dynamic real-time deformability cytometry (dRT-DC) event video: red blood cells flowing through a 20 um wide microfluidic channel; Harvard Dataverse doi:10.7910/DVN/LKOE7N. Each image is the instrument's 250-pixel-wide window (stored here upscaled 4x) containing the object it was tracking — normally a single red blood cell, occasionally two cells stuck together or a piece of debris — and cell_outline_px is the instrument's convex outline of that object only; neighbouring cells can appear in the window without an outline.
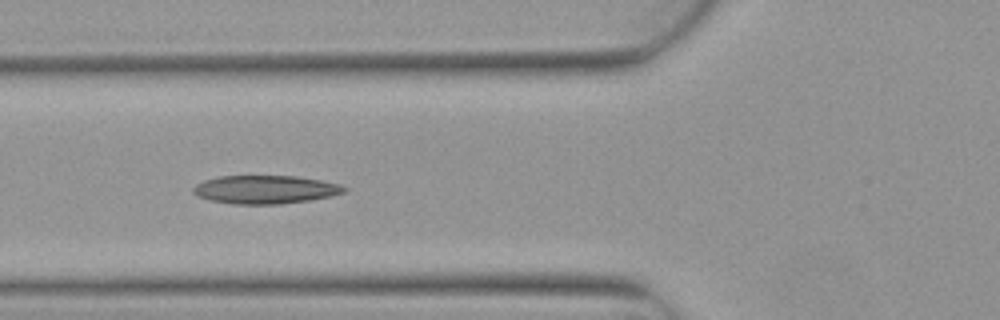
{"species": "Egyptian fruit bat (a non-hibernating species)", "species_latin": "Rousettus aegyptiacus", "temperature_condition": "warm", "stored_images_in_passage": 5, "camera_frame_rate_fps": 3000, "um_per_image_px": 0.085, "animal": {"sex": "female"}, "frame": {"image": 1, "passage_image": 3, "time_ms": 0.667, "image_size_px": [1000, 320], "cell_outline_px": [[348, 188], [344, 192], [328, 196], [308, 200], [280, 204], [232, 204], [212, 200], [196, 196], [192, 192], [192, 188], [196, 184], [204, 180], [220, 176], [296, 176], [320, 180], [340, 184]], "centroid_in_image_um": [22.51, 16.1], "position_along_channel_um": 103.3, "area_um2": 24.8}}
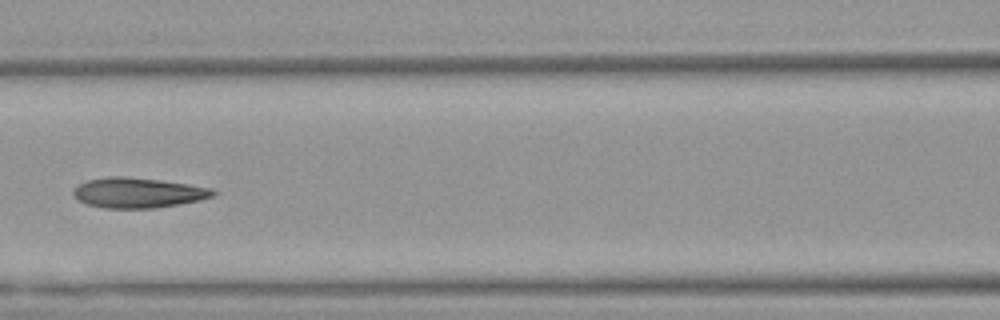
{"frame": {"image": 2, "passage_image": 4, "time_ms": 1.0, "image_size_px": [1000, 320], "cell_outline_px": [[216, 192], [212, 196], [200, 200], [180, 204], [152, 208], [104, 208], [88, 204], [76, 200], [72, 196], [72, 188], [88, 180], [108, 176], [120, 176], [160, 180], [188, 184], [212, 188]], "centroid_in_image_um": [11.68, 16.38], "position_along_channel_um": 154.9, "area_um2": 24.57}}
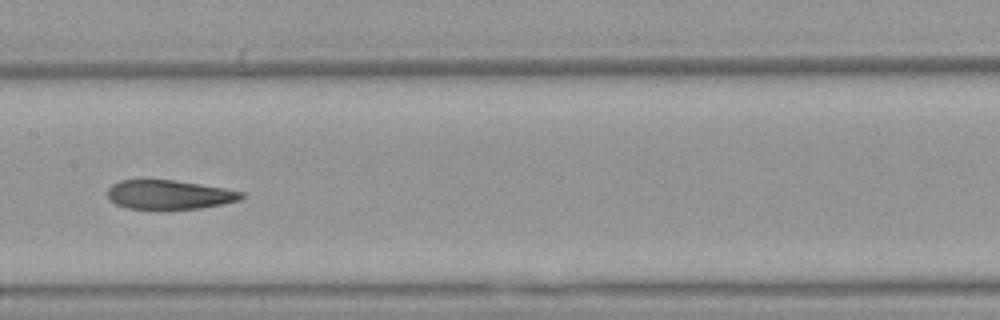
{"frame": {"image": 3, "passage_image": 5, "time_ms": 1.333, "image_size_px": [1000, 320], "cell_outline_px": [[244, 196], [240, 200], [224, 204], [200, 208], [128, 208], [116, 204], [108, 196], [108, 188], [112, 184], [120, 180], [172, 180], [224, 188], [244, 192]], "centroid_in_image_um": [14.41, 16.54], "position_along_channel_um": 193.0, "area_um2": 22.31}}